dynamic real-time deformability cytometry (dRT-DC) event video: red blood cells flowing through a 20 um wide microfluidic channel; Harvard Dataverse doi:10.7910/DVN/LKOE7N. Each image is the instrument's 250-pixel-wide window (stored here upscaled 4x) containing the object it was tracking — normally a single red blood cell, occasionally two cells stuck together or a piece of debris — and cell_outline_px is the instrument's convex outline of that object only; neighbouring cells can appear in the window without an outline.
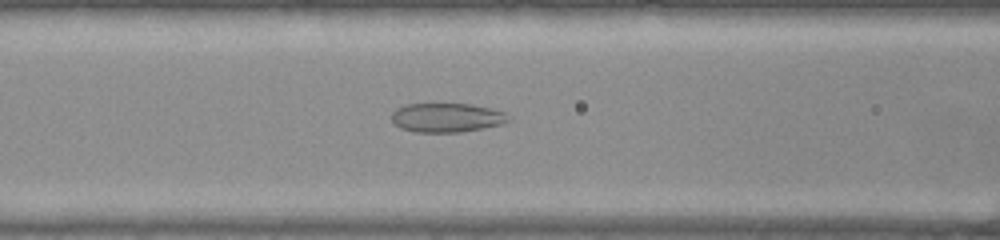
{"species": "common noctule bat (a hibernating species)", "species_latin": "Nyctalus noctula", "temperature_condition": "warm", "stored_images_in_passage": 38, "segment_of_instrument_passage": [1, 2], "camera_frame_rate_fps": 3000, "um_per_image_px": 0.085, "animal": {"sex": "female", "body_mass_g": 22.0, "forearm_length_mm": 56.7}, "frame": {"image": 1, "passage_image": 11, "time_ms": 3.333, "image_size_px": [1000, 240], "cell_outline_px": [[508, 120], [500, 124], [460, 132], [416, 132], [400, 128], [392, 120], [392, 112], [408, 104], [472, 104], [504, 112]], "centroid_in_image_um": [37.93, 10.0], "position_along_channel_um": 128.7, "area_um2": 19.31}}
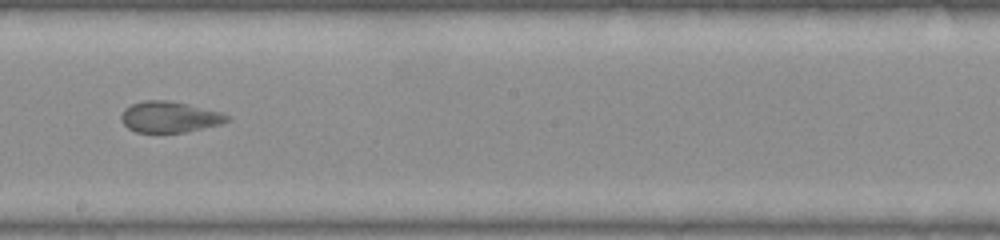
{"frame": {"image": 2, "passage_image": 19, "time_ms": 6.0, "image_size_px": [1000, 240], "cell_outline_px": [[228, 120], [220, 124], [184, 132], [136, 132], [128, 128], [120, 120], [120, 116], [124, 108], [132, 104], [144, 100], [164, 100], [188, 104], [220, 112], [228, 116]], "centroid_in_image_um": [14.35, 9.94], "position_along_channel_um": 233.9, "area_um2": 18.9}}
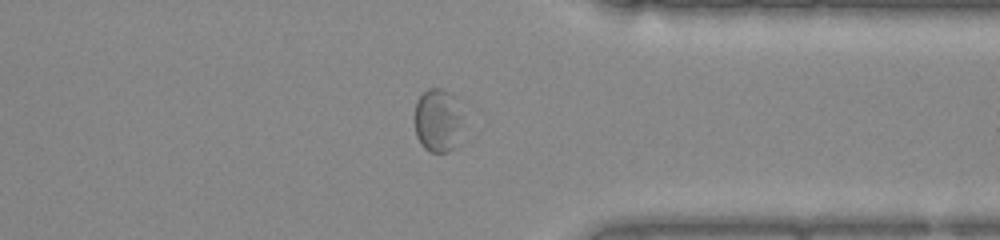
{"frame": {"image": 3, "passage_image": 30, "time_ms": 9.667, "image_size_px": [1000, 240], "cell_outline_px": [[460, 144], [456, 148], [448, 152], [428, 152], [420, 144], [416, 136], [416, 104], [420, 96], [428, 88], [440, 88], [456, 96], [460, 116]], "centroid_in_image_um": [37.23, 10.28], "position_along_channel_um": 374.2, "area_um2": 17.92}}